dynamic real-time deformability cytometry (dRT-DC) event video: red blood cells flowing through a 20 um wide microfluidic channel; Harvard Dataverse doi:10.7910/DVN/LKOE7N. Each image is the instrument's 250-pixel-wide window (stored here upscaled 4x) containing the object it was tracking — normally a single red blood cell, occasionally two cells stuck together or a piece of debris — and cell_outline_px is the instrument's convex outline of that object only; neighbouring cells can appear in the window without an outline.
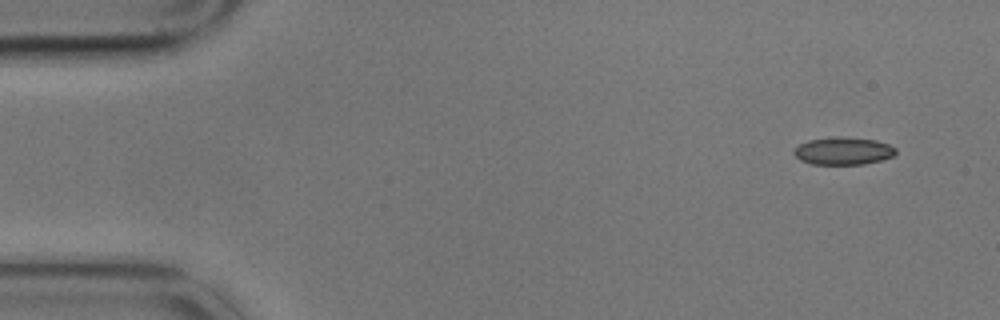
{"species": "common noctule bat (a hibernating species)", "species_latin": "Nyctalus noctula", "temperature_condition": "cold", "stored_images_in_passage": 9, "camera_frame_rate_fps": 3000, "um_per_image_px": 0.085, "animal": {"sex": "male", "body_mass_g": 17.9}, "frame": {"image": 1, "passage_image": 1, "time_ms": 0.0, "image_size_px": [1000, 320], "cell_outline_px": [[896, 152], [892, 156], [880, 160], [864, 164], [812, 164], [800, 160], [792, 152], [800, 144], [808, 140], [844, 136], [876, 140], [888, 144], [896, 148]], "centroid_in_image_um": [71.68, 12.83], "position_along_channel_um": 13.3, "area_um2": 16.24}}
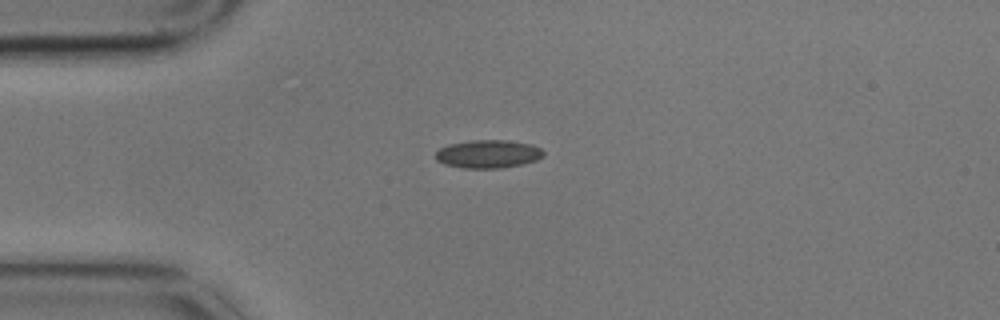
{"frame": {"image": 2, "passage_image": 4, "time_ms": 1.0, "image_size_px": [1000, 320], "cell_outline_px": [[544, 156], [536, 160], [504, 168], [464, 168], [444, 164], [436, 160], [436, 152], [440, 148], [448, 144], [472, 140], [508, 140], [532, 144], [540, 148], [544, 152]], "centroid_in_image_um": [41.49, 13.08], "position_along_channel_um": 43.5, "area_um2": 17.74}}
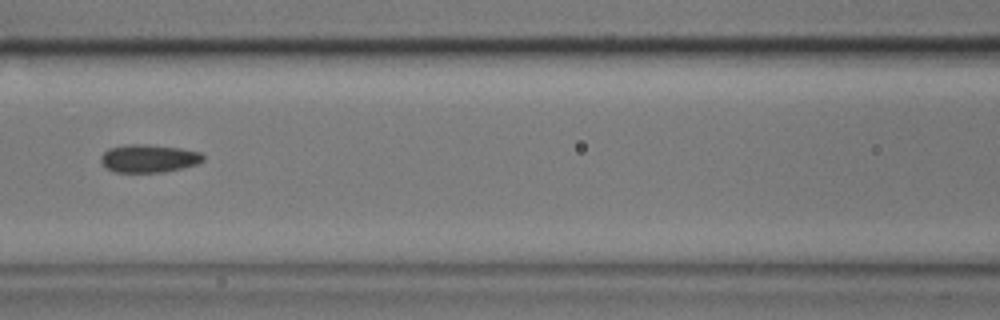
{"frame": {"image": 3, "passage_image": 7, "time_ms": 2.0, "image_size_px": [1000, 320], "cell_outline_px": [[204, 160], [196, 164], [164, 172], [116, 172], [104, 168], [100, 160], [100, 156], [108, 148], [124, 144], [148, 144], [180, 148], [200, 152], [204, 156]], "centroid_in_image_um": [12.59, 13.46], "position_along_channel_um": 154.0, "area_um2": 16.82}}